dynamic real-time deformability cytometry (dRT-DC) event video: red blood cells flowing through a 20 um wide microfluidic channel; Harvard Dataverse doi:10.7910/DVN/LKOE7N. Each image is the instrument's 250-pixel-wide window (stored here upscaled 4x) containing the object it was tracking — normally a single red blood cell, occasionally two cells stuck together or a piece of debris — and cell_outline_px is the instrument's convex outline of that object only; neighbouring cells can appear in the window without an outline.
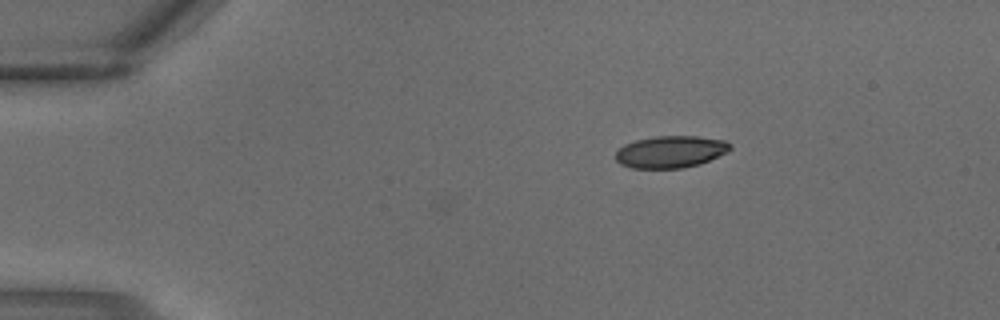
{"species": "common noctule bat (a hibernating species)", "species_latin": "Nyctalus noctula", "temperature_condition": "warm", "stored_images_in_passage": 4, "camera_frame_rate_fps": 3000, "um_per_image_px": 0.085, "animal": {"sex": "male", "body_mass_g": 18.8}, "frame": {"image": 1, "passage_image": 4, "time_ms": 1.0, "image_size_px": [1000, 320], "cell_outline_px": [[732, 148], [728, 152], [700, 164], [684, 168], [632, 168], [620, 164], [616, 160], [616, 152], [624, 144], [636, 140], [656, 136], [696, 136], [724, 140], [732, 144]], "centroid_in_image_um": [57.02, 12.9], "position_along_channel_um": 28.0, "area_um2": 21.44}}